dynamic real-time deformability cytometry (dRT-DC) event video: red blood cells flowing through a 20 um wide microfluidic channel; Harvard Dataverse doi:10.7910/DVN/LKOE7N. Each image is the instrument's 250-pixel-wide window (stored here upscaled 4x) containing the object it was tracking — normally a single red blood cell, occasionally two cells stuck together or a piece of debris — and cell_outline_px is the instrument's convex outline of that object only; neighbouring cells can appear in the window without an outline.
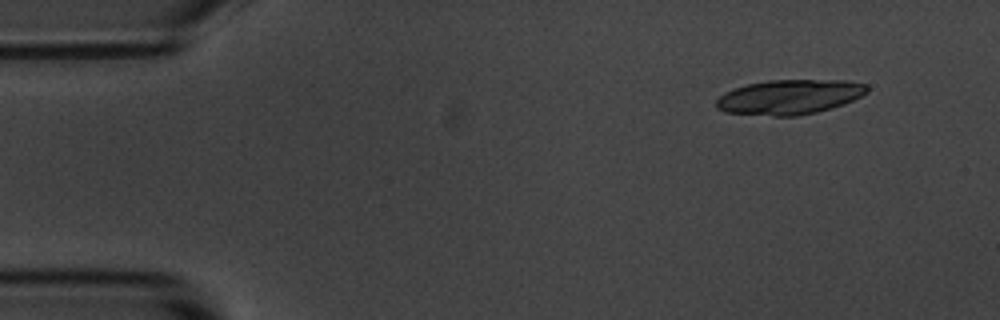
{"species": "common noctule bat (a hibernating species)", "species_latin": "Nyctalus noctula", "temperature_condition": "room temperature", "stored_images_in_passage": 5, "camera_frame_rate_fps": 3000, "um_per_image_px": 0.085, "animal": {"sex": "male", "body_mass_g": 20.1, "forearm_length_mm": 53.5}, "frame": {"image": 1, "passage_image": 2, "time_ms": 1.333, "image_size_px": [1000, 320], "cell_outline_px": [[868, 92], [844, 104], [832, 108], [816, 112], [796, 116], [772, 116], [724, 112], [716, 108], [716, 100], [724, 92], [748, 84], [768, 80], [844, 80], [868, 84]], "centroid_in_image_um": [67.11, 8.24], "position_along_channel_um": 17.9, "area_um2": 30.58}}